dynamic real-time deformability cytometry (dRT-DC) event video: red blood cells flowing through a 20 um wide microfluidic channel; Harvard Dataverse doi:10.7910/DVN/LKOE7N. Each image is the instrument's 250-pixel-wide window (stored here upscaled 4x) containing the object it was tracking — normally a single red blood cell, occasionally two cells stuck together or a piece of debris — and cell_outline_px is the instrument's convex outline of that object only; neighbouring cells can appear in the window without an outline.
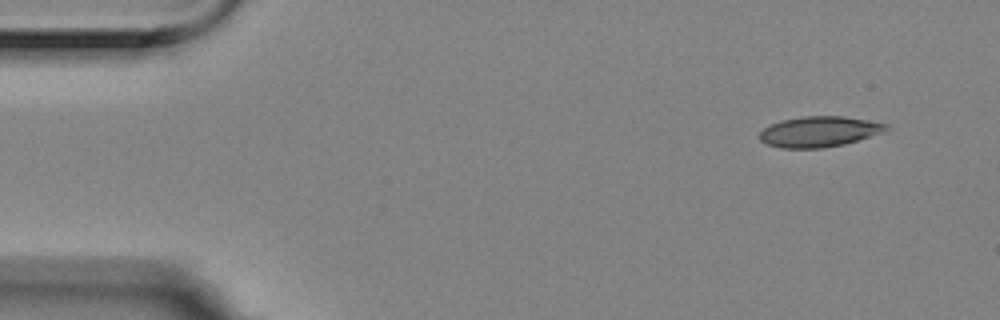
{"species": "Egyptian fruit bat (a non-hibernating species)", "species_latin": "Rousettus aegyptiacus", "temperature_condition": "room temperature", "stored_images_in_passage": 4, "camera_frame_rate_fps": 3000, "um_per_image_px": 0.085, "animal": {"sex": "female"}, "frame": {"image": 1, "passage_image": 1, "time_ms": 0.0, "image_size_px": [1000, 320], "cell_outline_px": [[892, 128], [884, 132], [844, 144], [824, 148], [780, 148], [768, 144], [760, 140], [760, 132], [764, 128], [780, 120], [804, 116], [844, 116], [868, 120], [888, 124]], "centroid_in_image_um": [69.67, 11.18], "position_along_channel_um": 15.3, "area_um2": 22.6}}
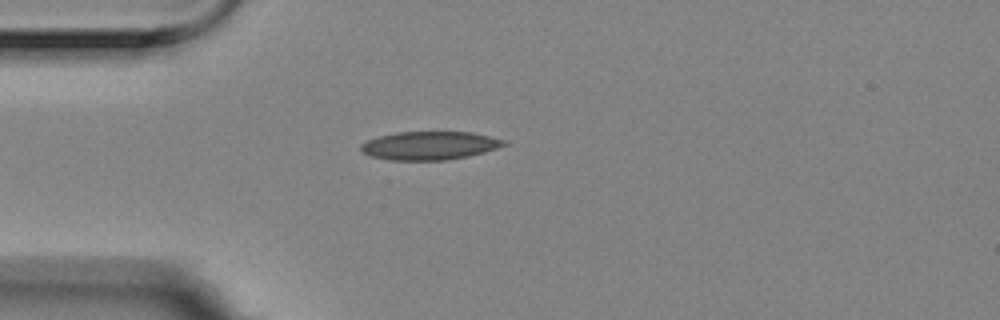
{"frame": {"image": 2, "passage_image": 4, "time_ms": 1.0, "image_size_px": [1000, 320], "cell_outline_px": [[508, 144], [484, 152], [468, 156], [444, 160], [388, 160], [372, 156], [364, 152], [360, 148], [360, 144], [368, 140], [380, 136], [396, 132], [472, 132], [508, 140]], "centroid_in_image_um": [36.55, 12.37], "position_along_channel_um": 48.5, "area_um2": 23.58}}